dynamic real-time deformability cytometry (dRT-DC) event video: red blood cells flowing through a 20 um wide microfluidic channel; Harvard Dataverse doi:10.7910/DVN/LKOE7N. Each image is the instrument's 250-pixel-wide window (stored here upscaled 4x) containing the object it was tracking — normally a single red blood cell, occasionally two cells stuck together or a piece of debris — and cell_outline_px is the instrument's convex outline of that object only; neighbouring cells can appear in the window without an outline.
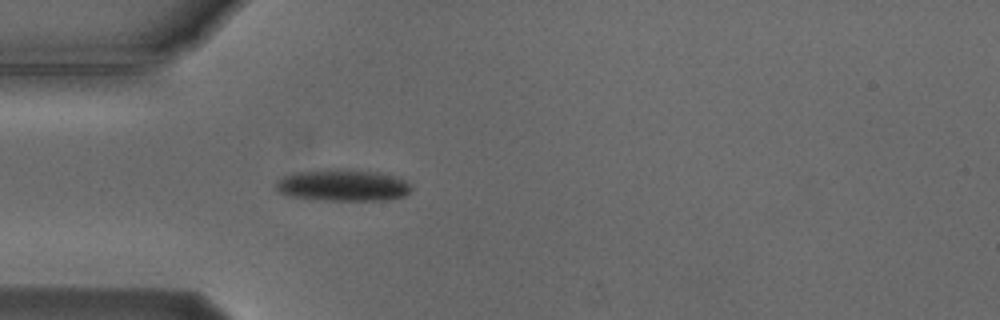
{"species": "Egyptian fruit bat (a non-hibernating species)", "species_latin": "Rousettus aegyptiacus", "temperature_condition": "cold", "stored_images_in_passage": 5, "camera_frame_rate_fps": 3000, "um_per_image_px": 0.085, "animal": {"sex": "male"}, "frame": {"image": 1, "passage_image": 5, "time_ms": 5.0, "image_size_px": [1000, 320], "cell_outline_px": [[412, 188], [404, 196], [388, 200], [320, 200], [288, 196], [280, 192], [276, 188], [276, 180], [292, 172], [336, 168], [380, 172], [404, 180]], "centroid_in_image_um": [29.09, 15.74], "position_along_channel_um": 55.9, "area_um2": 25.14}}